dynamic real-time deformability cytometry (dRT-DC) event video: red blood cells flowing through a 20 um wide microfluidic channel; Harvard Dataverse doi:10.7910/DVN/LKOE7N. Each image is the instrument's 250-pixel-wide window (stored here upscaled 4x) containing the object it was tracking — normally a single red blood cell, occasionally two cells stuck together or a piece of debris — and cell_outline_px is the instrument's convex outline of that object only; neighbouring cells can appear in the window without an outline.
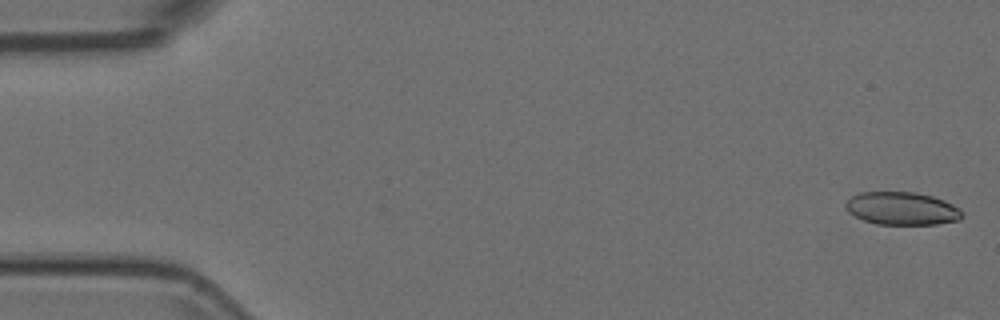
{"species": "Egyptian fruit bat (a non-hibernating species)", "species_latin": "Rousettus aegyptiacus", "temperature_condition": "room temperature", "stored_images_in_passage": 53, "camera_frame_rate_fps": 3000, "um_per_image_px": 0.085, "animal": {"sex": "female"}, "frame": {"image": 1, "passage_image": 1, "time_ms": 0.0, "image_size_px": [1000, 320], "cell_outline_px": [[964, 216], [960, 220], [936, 224], [876, 224], [864, 220], [848, 212], [844, 208], [844, 204], [852, 196], [860, 192], [916, 192], [932, 196], [944, 200], [960, 208], [964, 212]], "centroid_in_image_um": [76.69, 17.72], "position_along_channel_um": 8.3, "area_um2": 22.48}}
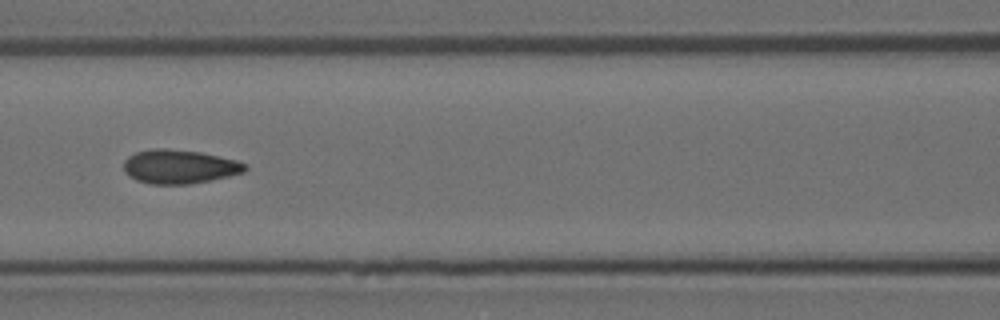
{"frame": {"image": 2, "passage_image": 23, "time_ms": 7.333, "image_size_px": [1000, 320], "cell_outline_px": [[248, 168], [244, 172], [228, 176], [188, 184], [152, 184], [136, 180], [128, 176], [124, 172], [124, 160], [128, 156], [136, 152], [152, 148], [164, 148], [200, 152], [236, 160], [248, 164]], "centroid_in_image_um": [15.23, 14.16], "position_along_channel_um": 151.4, "area_um2": 23.99}}
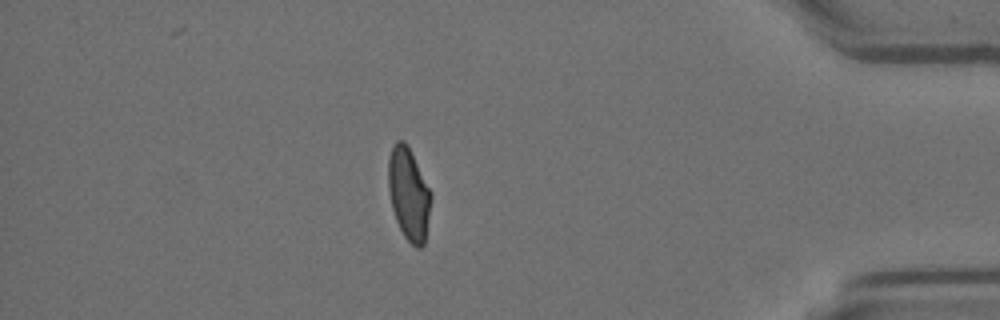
{"frame": {"image": 3, "passage_image": 46, "time_ms": 15.0, "image_size_px": [1000, 320], "cell_outline_px": [[432, 196], [424, 244], [420, 248], [416, 248], [404, 236], [396, 220], [392, 208], [388, 188], [388, 160], [392, 148], [396, 140], [404, 140], [408, 144], [432, 192]], "centroid_in_image_um": [34.75, 16.45], "position_along_channel_um": 400.5, "area_um2": 23.12}}